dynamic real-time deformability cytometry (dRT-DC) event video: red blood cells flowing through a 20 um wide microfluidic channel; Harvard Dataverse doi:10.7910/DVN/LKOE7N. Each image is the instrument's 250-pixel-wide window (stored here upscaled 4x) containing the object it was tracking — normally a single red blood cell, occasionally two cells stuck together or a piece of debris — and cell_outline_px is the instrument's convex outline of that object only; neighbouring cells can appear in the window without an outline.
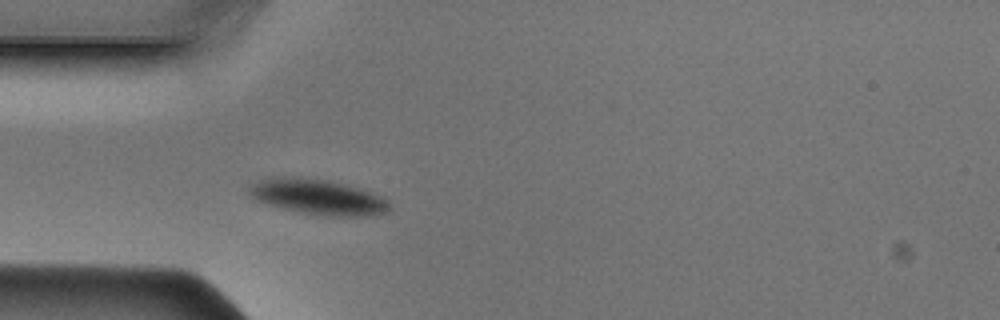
{"species": "Egyptian fruit bat (a non-hibernating species)", "species_latin": "Rousettus aegyptiacus", "temperature_condition": "cold", "stored_images_in_passage": 35, "camera_frame_rate_fps": 3000, "um_per_image_px": 0.085, "animal": {"sex": "male"}, "frame": {"image": 1, "passage_image": 1, "time_ms": 0.0, "image_size_px": [1000, 320], "cell_outline_px": [[388, 212], [372, 216], [328, 216], [300, 212], [280, 208], [256, 200], [248, 192], [248, 188], [252, 184], [264, 180], [280, 176], [292, 176], [328, 180], [360, 188], [372, 192], [388, 200]], "centroid_in_image_um": [27.04, 16.74], "position_along_channel_um": 58.0, "area_um2": 28.78}}
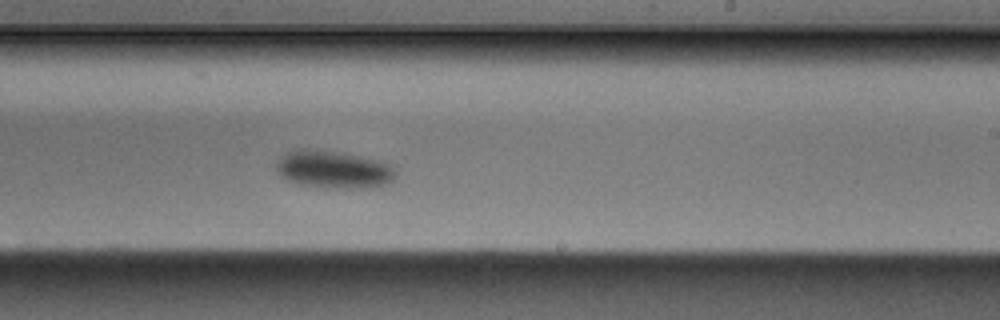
{"frame": {"image": 2, "passage_image": 16, "time_ms": 5.0, "image_size_px": [1000, 320], "cell_outline_px": [[396, 176], [392, 180], [384, 184], [372, 188], [324, 188], [300, 184], [288, 180], [280, 176], [276, 168], [276, 164], [280, 156], [296, 148], [304, 148], [344, 152], [376, 160], [388, 164], [396, 172]], "centroid_in_image_um": [28.31, 14.4], "position_along_channel_um": 260.7, "area_um2": 26.36}}
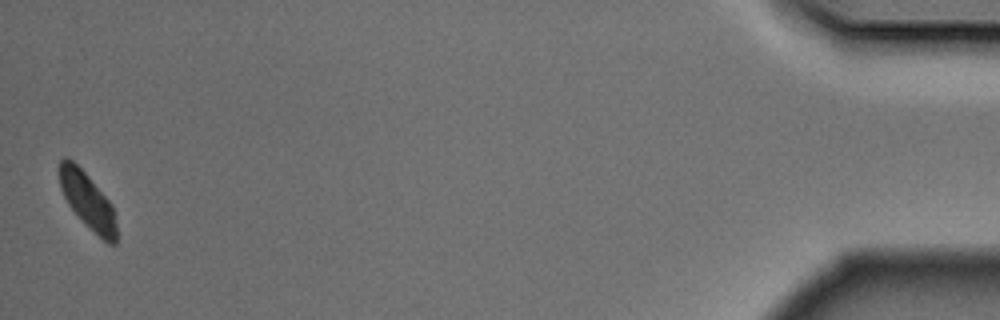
{"frame": {"image": 3, "passage_image": 35, "time_ms": 11.333, "image_size_px": [1000, 320], "cell_outline_px": [[116, 244], [108, 244], [68, 204], [60, 188], [60, 160], [64, 156], [68, 156], [88, 176], [112, 204], [116, 224]], "centroid_in_image_um": [7.45, 17.01], "position_along_channel_um": 427.8, "area_um2": 17.98}}